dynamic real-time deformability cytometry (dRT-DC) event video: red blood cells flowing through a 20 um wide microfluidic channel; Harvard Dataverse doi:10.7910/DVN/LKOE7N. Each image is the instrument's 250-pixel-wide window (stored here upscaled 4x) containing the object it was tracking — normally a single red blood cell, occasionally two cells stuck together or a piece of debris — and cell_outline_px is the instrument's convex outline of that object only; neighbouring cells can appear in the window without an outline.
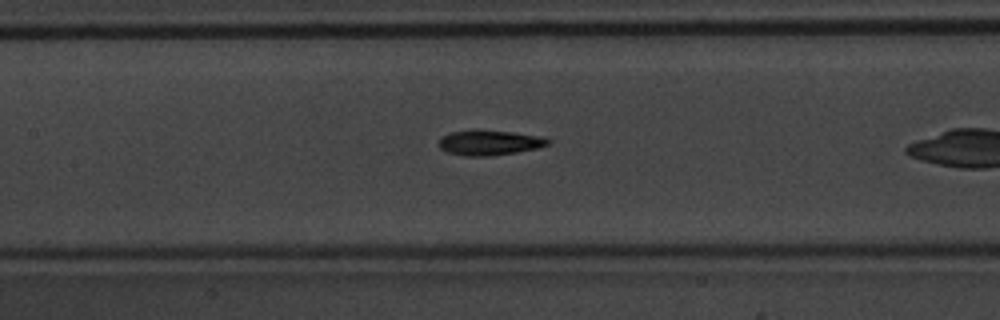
{"species": "common noctule bat (a hibernating species)", "species_latin": "Nyctalus noctula", "temperature_condition": "warm", "stored_images_in_passage": 30, "camera_frame_rate_fps": 3000, "um_per_image_px": 0.085, "animal": {"sex": "male", "body_mass_g": 20.1, "forearm_length_mm": 53.5}, "frame": {"image": 1, "passage_image": 9, "time_ms": 2.667, "image_size_px": [1000, 320], "cell_outline_px": [[552, 144], [536, 148], [516, 152], [484, 156], [464, 156], [448, 152], [440, 148], [440, 140], [444, 136], [452, 132], [512, 132], [540, 136], [552, 140]], "centroid_in_image_um": [41.69, 12.16], "position_along_channel_um": 165.7, "area_um2": 15.14}, "authors_computed_cell_mechanics": {"area_um2": 15.4904, "velocity_mm_per_s": 4.1454, "shape_relaxation_time_tau1_ms": 3.4094, "shape_relaxation_time_tau2_ms": 2.5432, "deformation_change_tau1": 0.1665, "deformation_change_tau2": 0.1054}}